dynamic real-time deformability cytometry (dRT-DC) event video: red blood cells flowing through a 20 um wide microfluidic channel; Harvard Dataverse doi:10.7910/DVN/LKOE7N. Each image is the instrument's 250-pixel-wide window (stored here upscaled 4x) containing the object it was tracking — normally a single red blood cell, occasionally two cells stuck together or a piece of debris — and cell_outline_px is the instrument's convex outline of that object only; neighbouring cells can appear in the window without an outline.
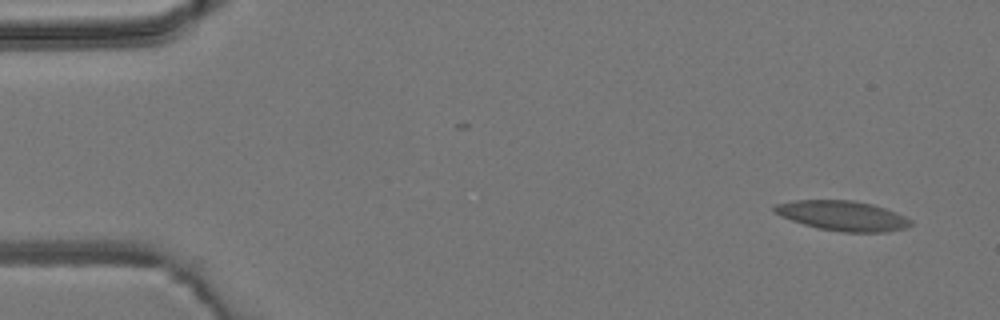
{"species": "common noctule bat (a hibernating species)", "species_latin": "Nyctalus noctula", "temperature_condition": "room temperature", "stored_images_in_passage": 4, "camera_frame_rate_fps": 3000, "um_per_image_px": 0.085, "animal": {"sex": "male", "body_mass_g": 19.2, "forearm_length_mm": 51.8}, "frame": {"image": 1, "passage_image": 1, "time_ms": 0.0, "image_size_px": [1000, 320], "cell_outline_px": [[912, 224], [908, 228], [888, 232], [840, 232], [820, 228], [804, 224], [780, 216], [772, 208], [776, 204], [796, 200], [852, 200], [872, 204], [896, 212], [912, 220]], "centroid_in_image_um": [71.66, 18.34], "position_along_channel_um": 13.3, "area_um2": 23.7}}